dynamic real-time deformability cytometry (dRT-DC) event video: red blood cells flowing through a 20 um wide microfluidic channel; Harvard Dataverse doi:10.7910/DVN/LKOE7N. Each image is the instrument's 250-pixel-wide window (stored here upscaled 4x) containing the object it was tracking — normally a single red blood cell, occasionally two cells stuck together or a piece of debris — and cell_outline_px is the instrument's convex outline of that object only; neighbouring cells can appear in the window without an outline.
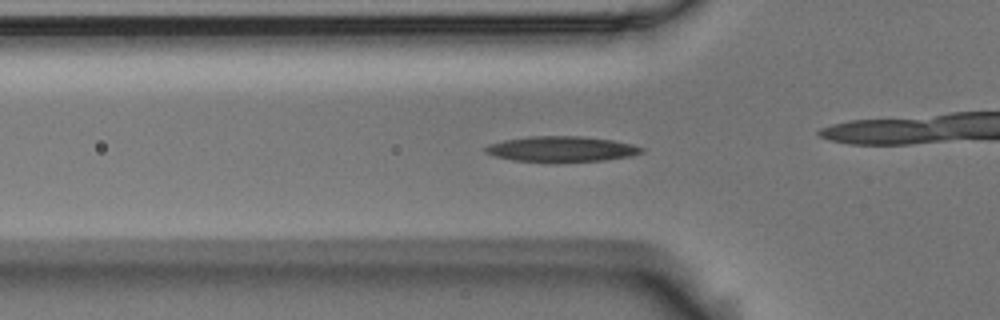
{"species": "Egyptian fruit bat (a non-hibernating species)", "species_latin": "Rousettus aegyptiacus", "temperature_condition": "room temperature", "stored_images_in_passage": 50, "camera_frame_rate_fps": 3000, "um_per_image_px": 0.085, "animal": {"sex": "male"}, "frame": {"image": 1, "passage_image": 12, "time_ms": 3.667, "image_size_px": [1000, 320], "cell_outline_px": [[644, 152], [632, 156], [604, 160], [552, 164], [512, 160], [496, 156], [484, 152], [484, 148], [488, 144], [504, 140], [528, 136], [580, 136], [612, 140], [632, 144], [644, 148]], "centroid_in_image_um": [47.71, 12.69], "position_along_channel_um": 78.1, "area_um2": 23.87}}
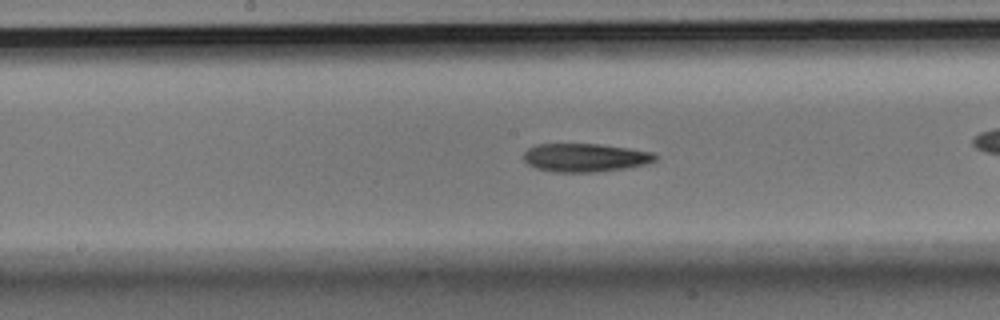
{"frame": {"image": 2, "passage_image": 22, "time_ms": 7.0, "image_size_px": [1000, 320], "cell_outline_px": [[660, 156], [656, 160], [648, 164], [624, 168], [592, 172], [556, 172], [536, 168], [528, 164], [524, 160], [524, 152], [528, 148], [536, 144], [600, 144], [632, 148], [656, 152]], "centroid_in_image_um": [49.8, 13.38], "position_along_channel_um": 198.4, "area_um2": 22.02}}
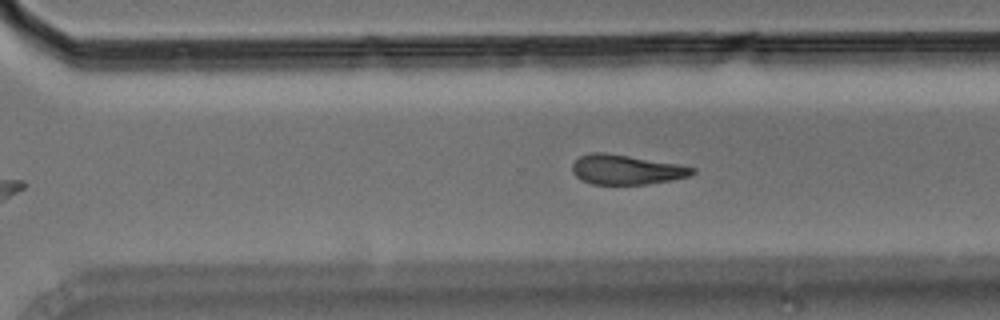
{"frame": {"image": 3, "passage_image": 32, "time_ms": 10.333, "image_size_px": [1000, 320], "cell_outline_px": [[696, 172], [692, 176], [672, 180], [648, 184], [592, 184], [580, 180], [572, 172], [572, 164], [580, 156], [592, 152], [604, 152], [676, 164], [696, 168]], "centroid_in_image_um": [53.23, 14.43], "position_along_channel_um": 317.4, "area_um2": 20.75}}